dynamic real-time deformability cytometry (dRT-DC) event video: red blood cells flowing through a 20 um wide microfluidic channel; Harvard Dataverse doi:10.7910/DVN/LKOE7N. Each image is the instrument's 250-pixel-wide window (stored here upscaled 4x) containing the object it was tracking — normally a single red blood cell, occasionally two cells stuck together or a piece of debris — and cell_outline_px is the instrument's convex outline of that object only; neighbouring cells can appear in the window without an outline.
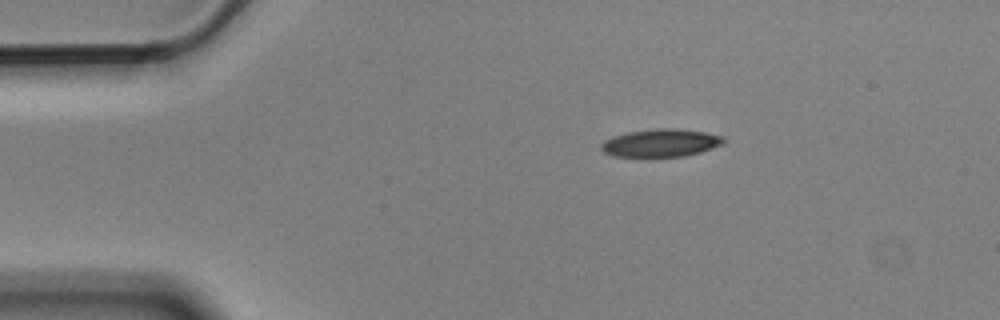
{"species": "Egyptian fruit bat (a non-hibernating species)", "species_latin": "Rousettus aegyptiacus", "temperature_condition": "cold", "stored_images_in_passage": 2, "camera_frame_rate_fps": 3000, "um_per_image_px": 0.085, "animal": {"sex": "male"}, "frame": {"image": 1, "passage_image": 1, "time_ms": 0.0, "image_size_px": [1000, 320], "cell_outline_px": [[724, 144], [700, 152], [684, 156], [652, 160], [644, 160], [612, 156], [604, 152], [600, 148], [600, 144], [604, 140], [612, 136], [628, 132], [660, 128], [672, 128], [704, 132], [720, 136], [724, 140]], "centroid_in_image_um": [56.07, 12.22], "position_along_channel_um": 28.9, "area_um2": 20.75}}